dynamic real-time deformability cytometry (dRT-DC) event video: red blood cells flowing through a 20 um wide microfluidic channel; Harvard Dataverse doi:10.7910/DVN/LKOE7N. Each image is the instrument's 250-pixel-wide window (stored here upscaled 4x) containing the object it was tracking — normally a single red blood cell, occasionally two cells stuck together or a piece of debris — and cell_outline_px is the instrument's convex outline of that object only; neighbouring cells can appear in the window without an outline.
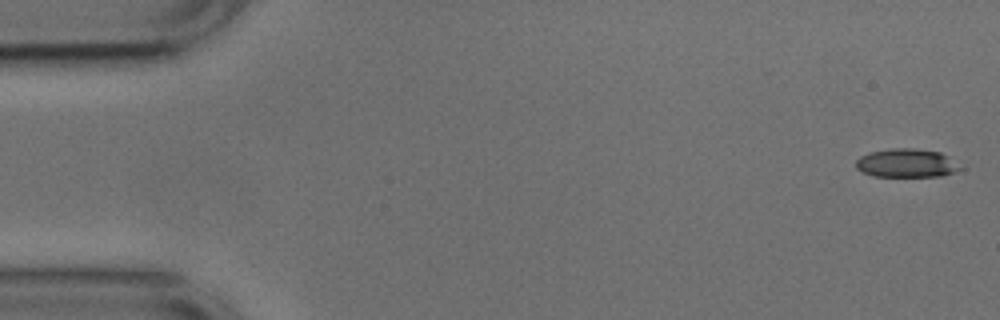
{"species": "common noctule bat (a hibernating species)", "species_latin": "Nyctalus noctula", "temperature_condition": "cold", "stored_images_in_passage": 17, "camera_frame_rate_fps": 3000, "um_per_image_px": 0.085, "animal": {"sex": "male", "body_mass_g": 17.9, "forearm_length_mm": 54.2}, "frame": {"image": 1, "passage_image": 1, "time_ms": 0.0, "image_size_px": [1000, 320], "cell_outline_px": [[964, 168], [940, 176], [872, 176], [856, 168], [856, 160], [860, 156], [872, 152], [892, 148], [916, 148], [940, 152]], "centroid_in_image_um": [77.04, 13.86], "position_along_channel_um": 8.0, "area_um2": 17.17}}
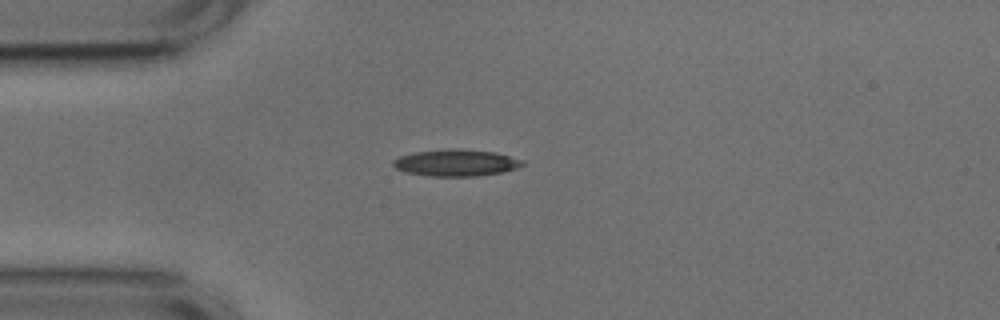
{"frame": {"image": 2, "passage_image": 13, "time_ms": 4.0, "image_size_px": [1000, 320], "cell_outline_px": [[524, 164], [516, 168], [500, 172], [476, 176], [432, 176], [408, 172], [396, 168], [392, 164], [392, 160], [400, 156], [416, 152], [448, 148], [456, 148], [496, 152], [524, 160]], "centroid_in_image_um": [38.77, 13.82], "position_along_channel_um": 46.2, "area_um2": 20.0}}